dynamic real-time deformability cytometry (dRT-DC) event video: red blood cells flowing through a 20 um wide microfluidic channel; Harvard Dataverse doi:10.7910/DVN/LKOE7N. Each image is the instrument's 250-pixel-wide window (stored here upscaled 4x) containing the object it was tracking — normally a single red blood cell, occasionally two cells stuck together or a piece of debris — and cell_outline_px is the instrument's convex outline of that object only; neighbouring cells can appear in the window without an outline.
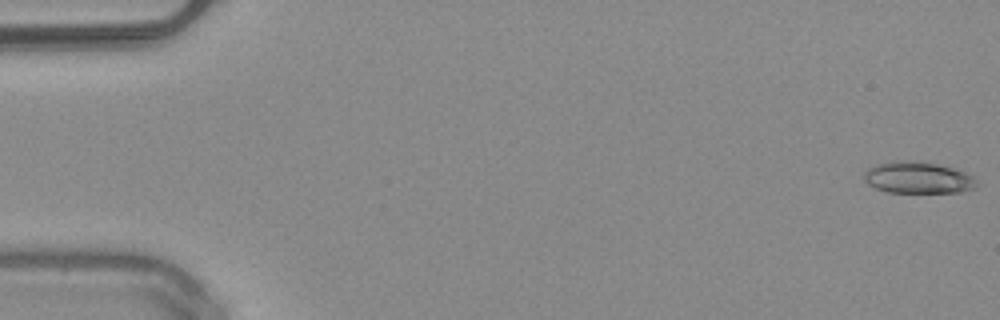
{"species": "common noctule bat (a hibernating species)", "species_latin": "Nyctalus noctula", "temperature_condition": "warm", "stored_images_in_passage": 50, "camera_frame_rate_fps": 3000, "um_per_image_px": 0.085, "animal": {"sex": "male", "body_mass_g": 20.4}, "frame": {"image": 1, "passage_image": 1, "time_ms": 0.0, "image_size_px": [1000, 320], "cell_outline_px": [[980, 184], [976, 188], [960, 192], [888, 192], [876, 188], [868, 184], [864, 180], [864, 172], [868, 168], [876, 164], [896, 160], [920, 160], [952, 168], [964, 172], [972, 176]], "centroid_in_image_um": [78.03, 15.09], "position_along_channel_um": 7.0, "area_um2": 20.92}}
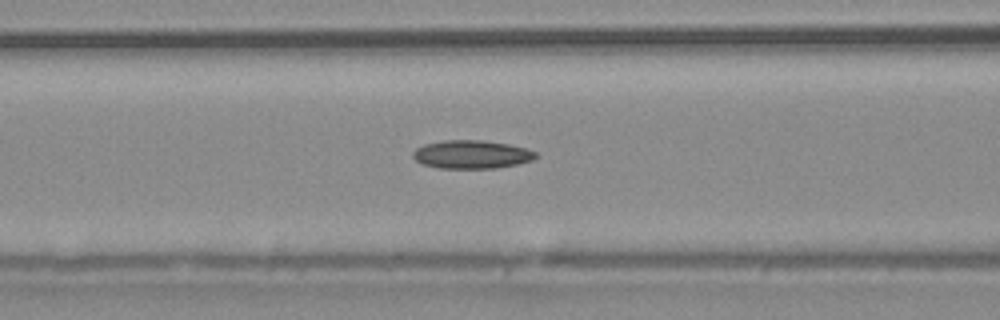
{"frame": {"image": 2, "passage_image": 21, "time_ms": 6.667, "image_size_px": [1000, 320], "cell_outline_px": [[536, 156], [532, 160], [516, 164], [496, 168], [440, 168], [424, 164], [416, 160], [412, 156], [412, 152], [416, 148], [424, 144], [444, 140], [484, 140], [508, 144], [524, 148], [536, 152]], "centroid_in_image_um": [40.06, 13.12], "position_along_channel_um": 126.5, "area_um2": 20.11}}
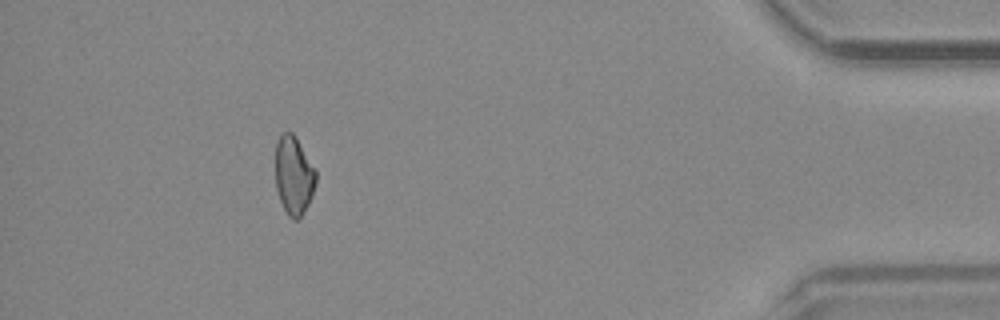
{"frame": {"image": 3, "passage_image": 46, "time_ms": 15.0, "image_size_px": [1000, 320], "cell_outline_px": [[316, 184], [312, 196], [308, 204], [300, 216], [296, 220], [292, 220], [288, 216], [280, 200], [276, 188], [276, 144], [280, 136], [284, 132], [292, 132], [296, 136], [316, 168]], "centroid_in_image_um": [24.99, 14.89], "position_along_channel_um": 410.2, "area_um2": 18.61}, "authors_computed_cell_mechanics": {"area_um2": 19.5942, "velocity_mm_per_s": 4.0853, "shape_relaxation_time_tau1_ms": null, "shape_relaxation_time_tau2_ms": 8.6522, "deformation_change_tau1": null, "deformation_change_tau2": 0.1835}}